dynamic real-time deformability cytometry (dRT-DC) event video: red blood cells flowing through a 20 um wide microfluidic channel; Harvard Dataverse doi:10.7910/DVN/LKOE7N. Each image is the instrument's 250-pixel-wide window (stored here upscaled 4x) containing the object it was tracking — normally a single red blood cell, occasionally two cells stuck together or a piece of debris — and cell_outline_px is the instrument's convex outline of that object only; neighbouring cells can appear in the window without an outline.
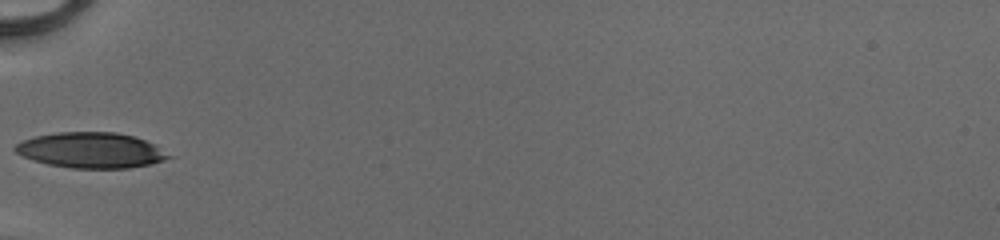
{"species": "human", "species_latin": "Homo sapiens", "temperature_condition": "cold", "stored_images_in_passage": 32, "camera_frame_rate_fps": 3000, "um_per_image_px": 0.085, "donor": {"sex": "male"}, "frame": {"image": 1, "passage_image": 1, "time_ms": 0.0, "image_size_px": [1000, 240], "cell_outline_px": [[176, 156], [152, 164], [128, 168], [72, 168], [48, 164], [32, 160], [16, 152], [12, 148], [16, 144], [24, 140], [36, 136], [56, 132], [116, 132], [136, 136], [156, 144]], "centroid_in_image_um": [7.82, 12.77], "position_along_channel_um": 77.2, "area_um2": 32.14}}
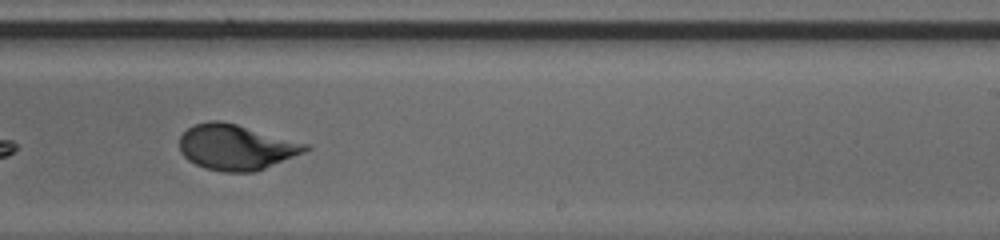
{"frame": {"image": 2, "passage_image": 15, "time_ms": 4.667, "image_size_px": [1000, 240], "cell_outline_px": [[312, 148], [304, 152], [256, 172], [224, 172], [204, 168], [188, 160], [180, 152], [180, 136], [188, 128], [196, 124], [208, 120], [220, 120], [236, 124], [312, 144]], "centroid_in_image_um": [20.1, 12.51], "position_along_channel_um": 268.9, "area_um2": 33.58}}
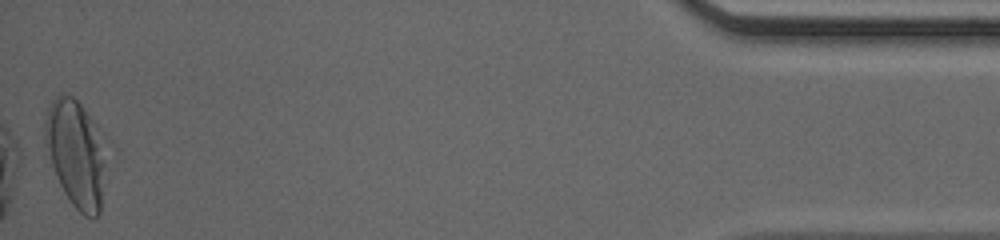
{"frame": {"image": 3, "passage_image": 32, "time_ms": 10.333, "image_size_px": [1000, 240], "cell_outline_px": [[100, 212], [96, 216], [84, 216], [72, 204], [64, 192], [60, 184], [52, 164], [44, 140], [44, 120], [48, 108], [52, 100], [60, 92], [72, 96], [80, 104], [88, 116], [96, 132], [100, 160]], "centroid_in_image_um": [6.3, 12.99], "position_along_channel_um": 428.9, "area_um2": 35.32}, "authors_computed_cell_mechanics": {"area_um2": 32.9749, "velocity_mm_per_s": 4.1344, "shape_relaxation_time_tau1_ms": 3.9434, "shape_relaxation_time_tau2_ms": null, "deformation_change_tau1": 0.1728, "deformation_change_tau2": null}}